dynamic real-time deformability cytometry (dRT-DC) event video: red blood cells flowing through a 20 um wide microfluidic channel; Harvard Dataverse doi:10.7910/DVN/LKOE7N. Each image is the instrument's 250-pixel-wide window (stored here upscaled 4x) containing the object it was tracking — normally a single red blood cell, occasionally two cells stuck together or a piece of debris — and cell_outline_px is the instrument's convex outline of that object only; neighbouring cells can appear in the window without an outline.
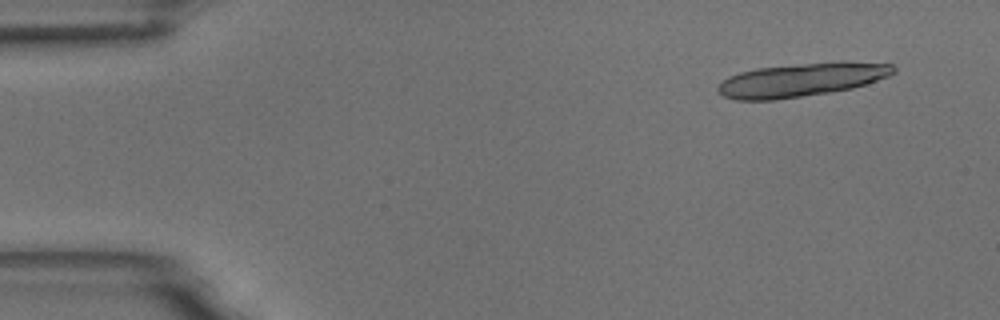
{"species": "common noctule bat (a hibernating species)", "species_latin": "Nyctalus noctula", "temperature_condition": "room temperature", "stored_images_in_passage": 6, "camera_frame_rate_fps": 3000, "um_per_image_px": 0.085, "animal": {"sex": "male", "body_mass_g": 18.8}, "frame": {"image": 1, "passage_image": 1, "time_ms": 0.0, "image_size_px": [1000, 320], "cell_outline_px": [[896, 72], [888, 76], [852, 88], [828, 92], [772, 100], [736, 100], [724, 96], [716, 88], [728, 76], [740, 72], [756, 68], [840, 60], [844, 60], [892, 64], [896, 68]], "centroid_in_image_um": [68.15, 6.76], "position_along_channel_um": 16.8, "area_um2": 34.28}}
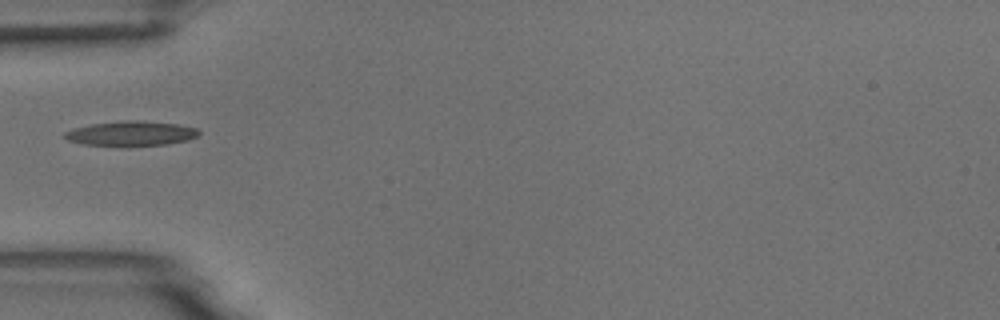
{"frame": {"image": 2, "passage_image": 5, "time_ms": 1.333, "image_size_px": [1000, 320], "cell_outline_px": [[200, 132], [196, 136], [188, 140], [168, 144], [124, 148], [84, 144], [68, 140], [64, 136], [64, 132], [72, 128], [92, 124], [120, 120], [136, 120], [176, 124], [196, 128]], "centroid_in_image_um": [11.1, 11.37], "position_along_channel_um": 73.9, "area_um2": 19.88}}